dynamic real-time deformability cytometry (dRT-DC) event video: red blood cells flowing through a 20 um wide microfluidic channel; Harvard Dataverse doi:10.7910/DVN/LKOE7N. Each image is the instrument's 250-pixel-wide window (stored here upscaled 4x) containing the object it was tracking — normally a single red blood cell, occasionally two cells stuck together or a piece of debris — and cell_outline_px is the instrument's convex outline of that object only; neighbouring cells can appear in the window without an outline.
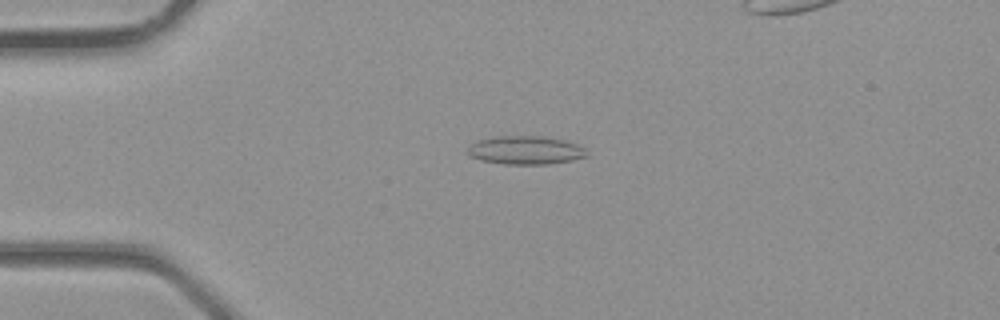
{"species": "common noctule bat (a hibernating species)", "species_latin": "Nyctalus noctula", "temperature_condition": "room temperature", "stored_images_in_passage": 2, "camera_frame_rate_fps": 3000, "um_per_image_px": 0.085, "animal": {"sex": "male", "body_mass_g": 23.1, "forearm_length_mm": 52.7}, "frame": {"image": 1, "passage_image": 2, "time_ms": 0.333, "image_size_px": [1000, 320], "cell_outline_px": [[588, 156], [572, 160], [548, 164], [504, 164], [480, 160], [472, 156], [468, 152], [468, 148], [472, 144], [480, 140], [500, 136], [544, 136], [564, 140], [576, 144], [584, 148]], "centroid_in_image_um": [44.7, 12.77], "position_along_channel_um": 40.3, "area_um2": 19.48}}